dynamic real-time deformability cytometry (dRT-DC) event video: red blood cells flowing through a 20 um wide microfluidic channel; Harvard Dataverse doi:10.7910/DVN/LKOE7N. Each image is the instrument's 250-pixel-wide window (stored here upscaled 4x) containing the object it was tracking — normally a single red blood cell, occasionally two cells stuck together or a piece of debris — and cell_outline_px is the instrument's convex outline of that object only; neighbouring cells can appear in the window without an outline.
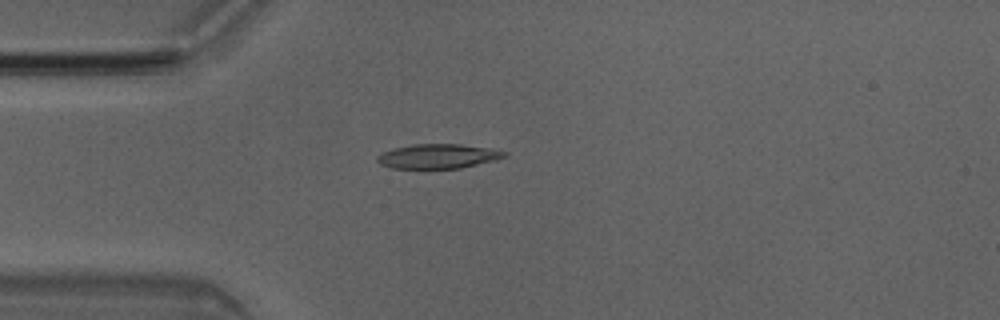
{"species": "Egyptian fruit bat (a non-hibernating species)", "species_latin": "Rousettus aegyptiacus", "temperature_condition": "room temperature", "stored_images_in_passage": 4, "camera_frame_rate_fps": 3000, "um_per_image_px": 0.085, "animal": {"sex": "male"}, "frame": {"image": 1, "passage_image": 4, "time_ms": 1.0, "image_size_px": [1000, 320], "cell_outline_px": [[508, 156], [460, 168], [392, 168], [380, 164], [376, 160], [376, 156], [392, 148], [412, 144], [460, 144], [492, 148], [508, 152]], "centroid_in_image_um": [37.22, 13.27], "position_along_channel_um": 47.8, "area_um2": 18.09}}